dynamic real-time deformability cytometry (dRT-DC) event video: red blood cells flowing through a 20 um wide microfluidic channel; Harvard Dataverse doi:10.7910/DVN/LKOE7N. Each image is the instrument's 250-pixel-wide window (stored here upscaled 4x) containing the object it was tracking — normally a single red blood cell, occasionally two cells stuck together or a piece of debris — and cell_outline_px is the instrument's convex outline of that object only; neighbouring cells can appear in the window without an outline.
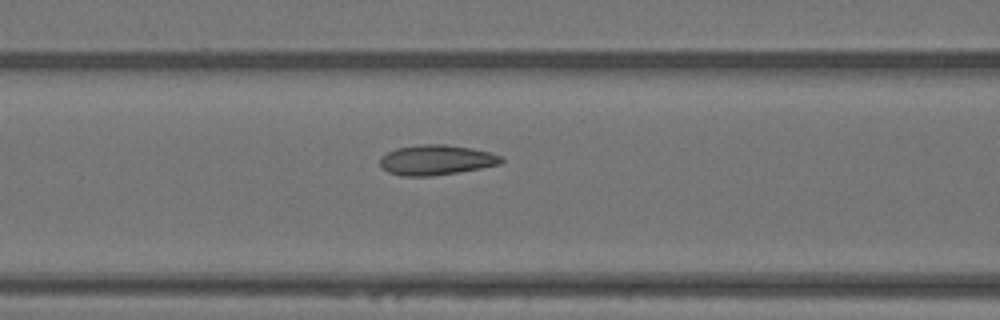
{"species": "Egyptian fruit bat (a non-hibernating species)", "species_latin": "Rousettus aegyptiacus", "temperature_condition": "warm", "stored_images_in_passage": 19, "camera_frame_rate_fps": 3000, "um_per_image_px": 0.085, "animal": {"sex": "female"}, "frame": {"image": 1, "passage_image": 14, "time_ms": 4.333, "image_size_px": [1000, 320], "cell_outline_px": [[504, 160], [500, 164], [480, 168], [432, 176], [400, 176], [388, 172], [380, 164], [380, 160], [388, 152], [396, 148], [420, 144], [444, 144], [472, 148], [488, 152], [500, 156]], "centroid_in_image_um": [37.07, 13.59], "position_along_channel_um": 129.5, "area_um2": 21.04}}